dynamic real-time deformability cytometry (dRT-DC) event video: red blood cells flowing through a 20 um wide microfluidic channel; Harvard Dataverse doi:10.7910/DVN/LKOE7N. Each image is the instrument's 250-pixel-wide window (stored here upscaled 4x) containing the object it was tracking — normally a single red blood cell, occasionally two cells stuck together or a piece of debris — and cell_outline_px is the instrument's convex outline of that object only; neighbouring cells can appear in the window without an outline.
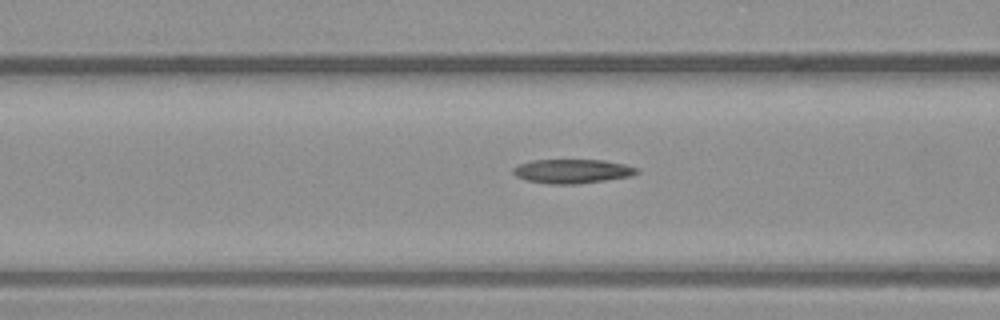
{"species": "common noctule bat (a hibernating species)", "species_latin": "Nyctalus noctula", "temperature_condition": "warm", "stored_images_in_passage": 41, "camera_frame_rate_fps": 3000, "um_per_image_px": 0.085, "animal": {"sex": "male", "body_mass_g": 23.1, "forearm_length_mm": 52.7}, "frame": {"image": 1, "passage_image": 20, "time_ms": 6.333, "image_size_px": [1000, 320], "cell_outline_px": [[640, 172], [632, 176], [576, 184], [548, 184], [528, 180], [516, 176], [512, 172], [512, 168], [516, 164], [532, 160], [604, 160], [624, 164], [640, 168]], "centroid_in_image_um": [48.65, 14.54], "position_along_channel_um": 118.0, "area_um2": 17.51}}
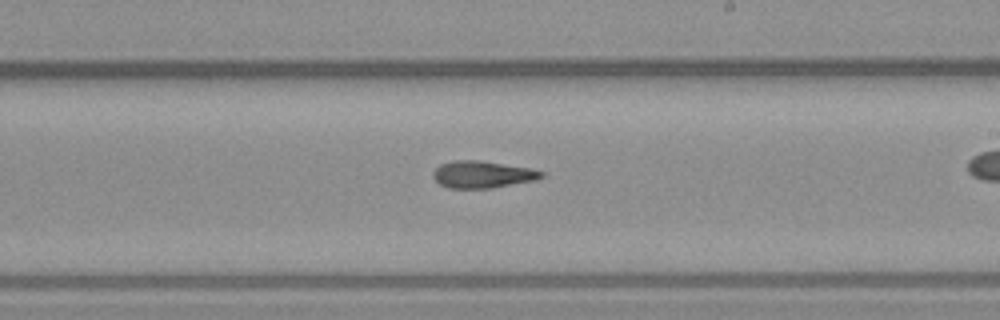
{"frame": {"image": 2, "passage_image": 30, "time_ms": 9.667, "image_size_px": [1000, 320], "cell_outline_px": [[544, 176], [536, 180], [492, 188], [448, 188], [440, 184], [432, 176], [432, 172], [440, 164], [452, 160], [480, 160], [532, 168], [544, 172]], "centroid_in_image_um": [41.01, 14.82], "position_along_channel_um": 248.0, "area_um2": 17.22}}
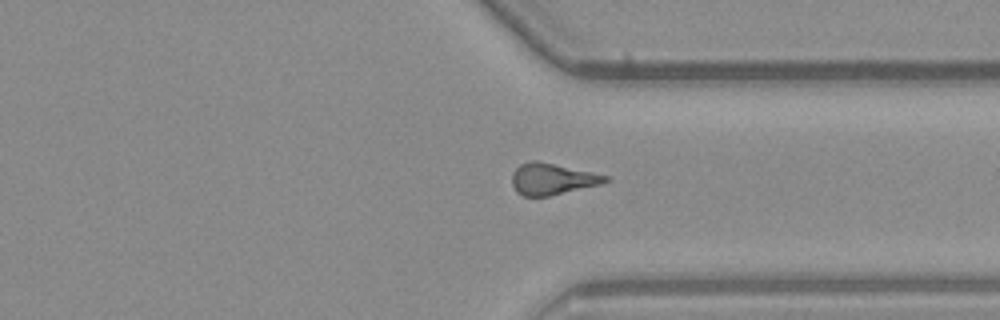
{"frame": {"image": 3, "passage_image": 39, "time_ms": 12.667, "image_size_px": [1000, 320], "cell_outline_px": [[612, 180], [604, 184], [548, 196], [524, 196], [516, 192], [512, 184], [512, 172], [520, 164], [532, 160], [536, 160], [592, 172], [608, 176]], "centroid_in_image_um": [46.96, 15.22], "position_along_channel_um": 364.4, "area_um2": 17.22}}